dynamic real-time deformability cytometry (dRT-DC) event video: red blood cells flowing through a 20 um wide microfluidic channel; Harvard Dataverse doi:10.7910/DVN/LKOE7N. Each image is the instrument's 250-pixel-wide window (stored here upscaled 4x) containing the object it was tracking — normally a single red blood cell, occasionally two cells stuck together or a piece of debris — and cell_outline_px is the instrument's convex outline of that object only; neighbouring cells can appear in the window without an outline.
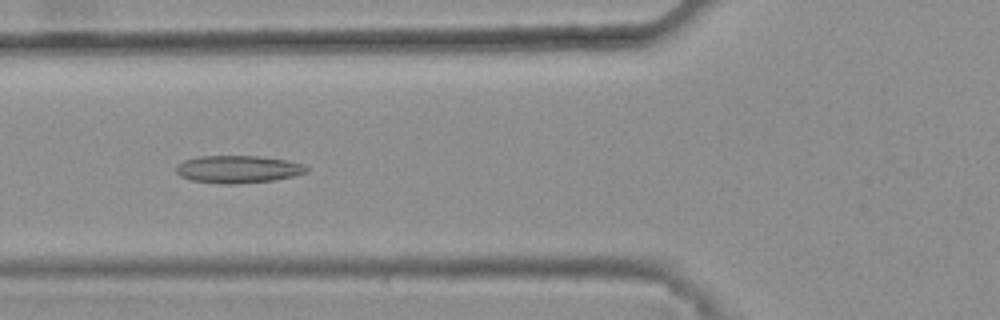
{"species": "common noctule bat (a hibernating species)", "species_latin": "Nyctalus noctula", "temperature_condition": "warm", "stored_images_in_passage": 45, "camera_frame_rate_fps": 3000, "um_per_image_px": 0.085, "animal": {"sex": "female", "body_mass_g": 25.1}, "frame": {"image": 1, "passage_image": 19, "time_ms": 6.0, "image_size_px": [1000, 320], "cell_outline_px": [[308, 172], [276, 180], [236, 184], [220, 184], [192, 180], [180, 176], [176, 172], [176, 164], [184, 160], [200, 156], [260, 156], [288, 160], [304, 164], [308, 168]], "centroid_in_image_um": [20.24, 14.38], "position_along_channel_um": 105.6, "area_um2": 21.1}}
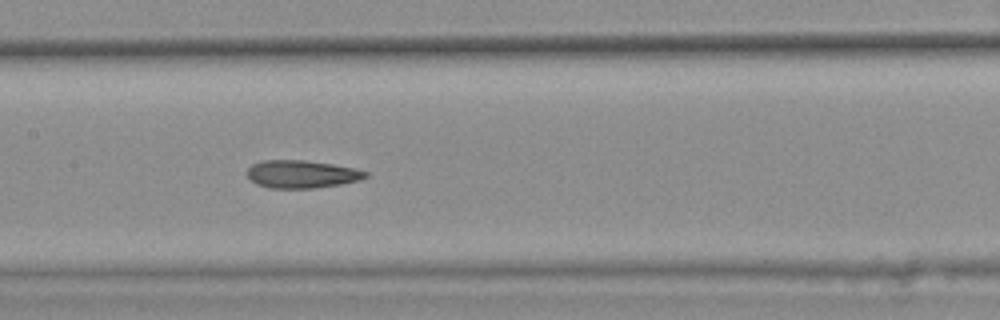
{"frame": {"image": 2, "passage_image": 25, "time_ms": 8.0, "image_size_px": [1000, 320], "cell_outline_px": [[368, 176], [360, 180], [340, 184], [316, 188], [268, 188], [256, 184], [248, 176], [248, 168], [252, 164], [260, 160], [304, 160], [332, 164], [356, 168], [368, 172]], "centroid_in_image_um": [25.65, 14.8], "position_along_channel_um": 181.7, "area_um2": 19.25}}
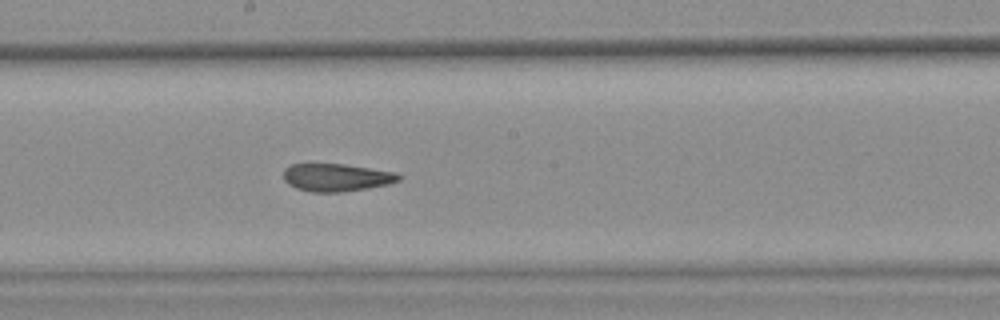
{"frame": {"image": 3, "passage_image": 28, "time_ms": 9.0, "image_size_px": [1000, 320], "cell_outline_px": [[400, 180], [388, 184], [340, 192], [312, 192], [296, 188], [288, 184], [284, 180], [284, 168], [292, 164], [344, 164], [396, 172], [400, 176]], "centroid_in_image_um": [28.57, 15.08], "position_along_channel_um": 219.6, "area_um2": 18.44}, "authors_computed_cell_mechanics": {"area_um2": 19.8254, "velocity_mm_per_s": 3.8063, "shape_relaxation_time_tau1_ms": null, "shape_relaxation_time_tau2_ms": 2.1259, "deformation_change_tau1": null, "deformation_change_tau2": 0.1025}}